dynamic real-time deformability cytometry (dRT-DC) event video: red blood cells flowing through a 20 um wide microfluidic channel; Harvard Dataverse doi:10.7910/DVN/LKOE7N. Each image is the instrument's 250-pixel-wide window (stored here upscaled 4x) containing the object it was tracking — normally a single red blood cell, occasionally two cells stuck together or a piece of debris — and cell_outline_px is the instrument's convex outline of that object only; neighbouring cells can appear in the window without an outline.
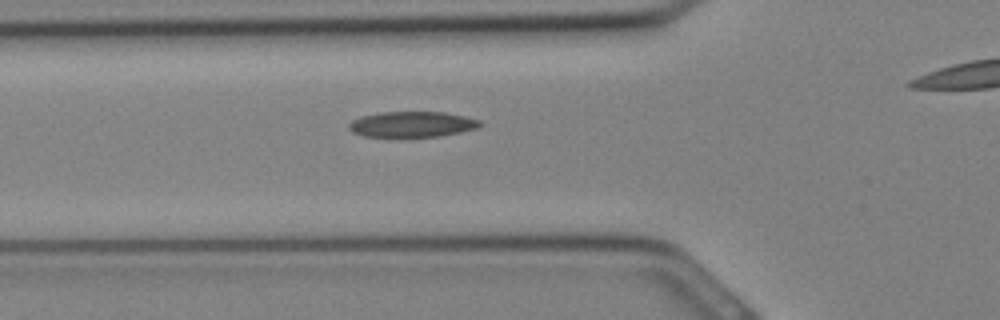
{"species": "Egyptian fruit bat (a non-hibernating species)", "species_latin": "Rousettus aegyptiacus", "temperature_condition": "cold", "stored_images_in_passage": 14, "camera_frame_rate_fps": 3000, "um_per_image_px": 0.085, "animal": {"sex": "female"}, "frame": {"image": 1, "passage_image": 4, "time_ms": 1.0, "image_size_px": [1000, 320], "cell_outline_px": [[484, 124], [476, 128], [460, 132], [440, 136], [364, 136], [352, 132], [348, 128], [348, 124], [352, 120], [360, 116], [380, 112], [444, 112], [464, 116], [480, 120]], "centroid_in_image_um": [35.02, 10.55], "position_along_channel_um": 90.8, "area_um2": 19.48}}
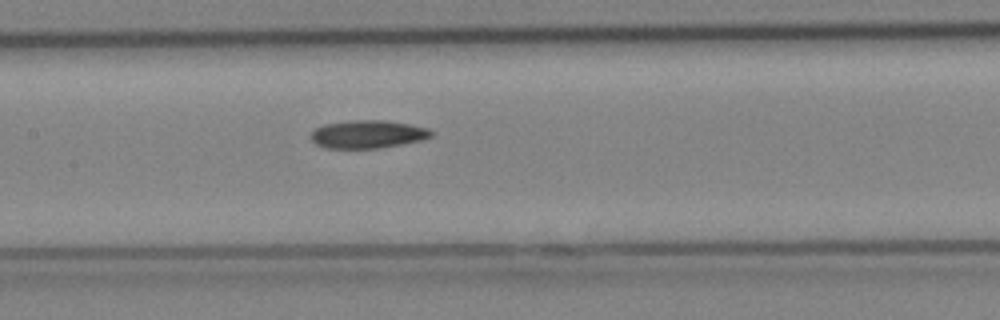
{"frame": {"image": 2, "passage_image": 8, "time_ms": 2.333, "image_size_px": [1000, 320], "cell_outline_px": [[432, 136], [420, 140], [380, 148], [324, 148], [316, 144], [312, 140], [312, 132], [316, 128], [324, 124], [352, 120], [384, 120], [408, 124], [428, 128], [432, 132]], "centroid_in_image_um": [31.24, 11.41], "position_along_channel_um": 176.2, "area_um2": 19.42}}
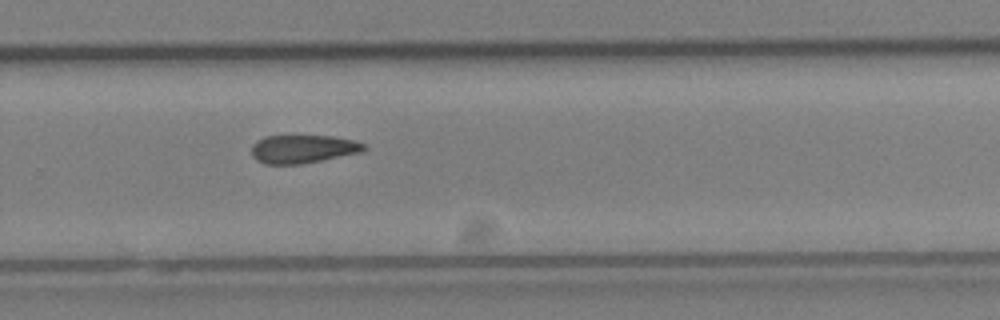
{"frame": {"image": 3, "passage_image": 14, "time_ms": 4.333, "image_size_px": [1000, 320], "cell_outline_px": [[368, 148], [360, 152], [300, 164], [264, 164], [256, 160], [252, 156], [252, 144], [256, 140], [264, 136], [332, 136], [352, 140], [364, 144]], "centroid_in_image_um": [25.69, 12.66], "position_along_channel_um": 304.1, "area_um2": 18.38}}